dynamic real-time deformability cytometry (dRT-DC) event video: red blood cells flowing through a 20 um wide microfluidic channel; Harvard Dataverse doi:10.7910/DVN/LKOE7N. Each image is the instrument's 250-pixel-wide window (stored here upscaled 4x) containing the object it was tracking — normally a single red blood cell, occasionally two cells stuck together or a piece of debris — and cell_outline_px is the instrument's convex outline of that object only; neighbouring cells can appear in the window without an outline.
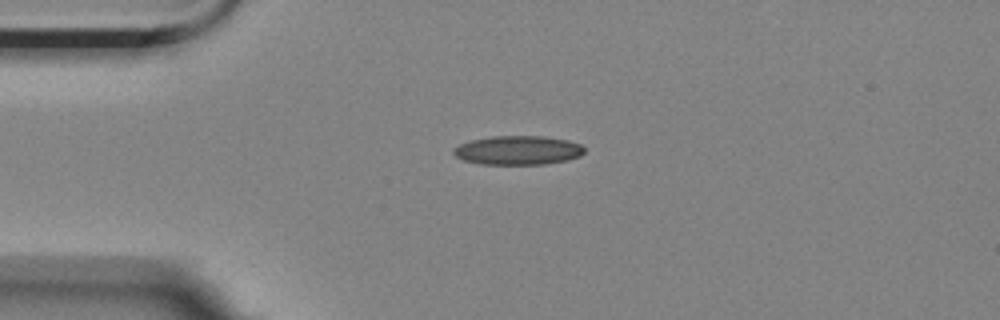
{"species": "Egyptian fruit bat (a non-hibernating species)", "species_latin": "Rousettus aegyptiacus", "temperature_condition": "room temperature", "stored_images_in_passage": 44, "camera_frame_rate_fps": 3000, "um_per_image_px": 0.085, "animal": {"sex": "female"}, "frame": {"image": 1, "passage_image": 1, "time_ms": 0.0, "image_size_px": [1000, 320], "cell_outline_px": [[584, 152], [580, 156], [568, 160], [544, 164], [480, 164], [464, 160], [456, 156], [452, 152], [452, 148], [460, 144], [472, 140], [492, 136], [544, 136], [568, 140], [580, 144], [584, 148]], "centroid_in_image_um": [44.03, 12.77], "position_along_channel_um": 41.0, "area_um2": 22.14}}
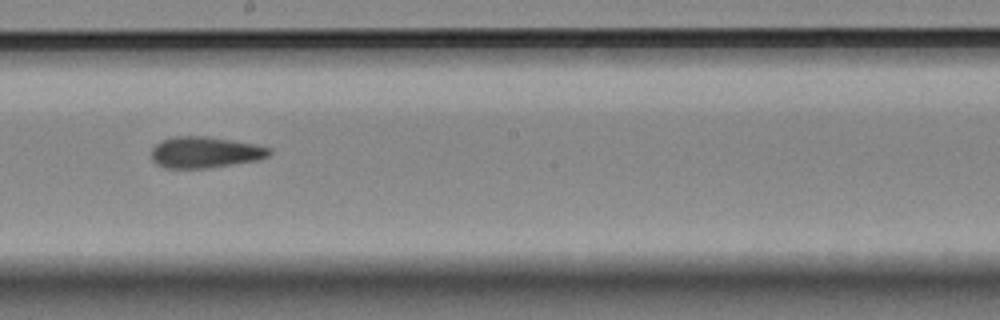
{"frame": {"image": 2, "passage_image": 19, "time_ms": 6.0, "image_size_px": [1000, 320], "cell_outline_px": [[272, 152], [268, 156], [260, 160], [208, 168], [164, 168], [156, 164], [152, 160], [152, 148], [160, 140], [172, 136], [204, 136], [256, 144], [272, 148]], "centroid_in_image_um": [17.43, 12.95], "position_along_channel_um": 230.8, "area_um2": 21.68}}
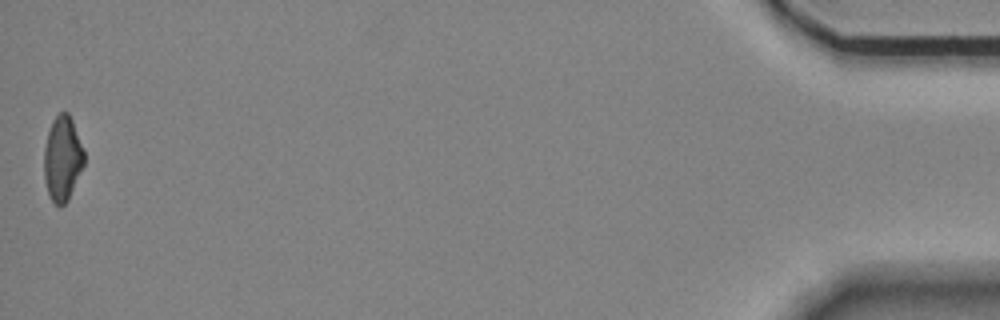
{"frame": {"image": 3, "passage_image": 44, "time_ms": 14.333, "image_size_px": [1000, 320], "cell_outline_px": [[84, 164], [68, 200], [60, 208], [52, 200], [48, 192], [44, 180], [44, 148], [48, 132], [52, 120], [60, 112], [68, 112], [72, 120], [84, 148]], "centroid_in_image_um": [5.31, 13.47], "position_along_channel_um": 429.9, "area_um2": 19.83}, "authors_computed_cell_mechanics": {"area_um2": 21.0392, "velocity_mm_per_s": 3.5244, "shape_relaxation_time_tau1_ms": null, "shape_relaxation_time_tau2_ms": 3.1334, "deformation_change_tau1": null, "deformation_change_tau2": 0.1189}}